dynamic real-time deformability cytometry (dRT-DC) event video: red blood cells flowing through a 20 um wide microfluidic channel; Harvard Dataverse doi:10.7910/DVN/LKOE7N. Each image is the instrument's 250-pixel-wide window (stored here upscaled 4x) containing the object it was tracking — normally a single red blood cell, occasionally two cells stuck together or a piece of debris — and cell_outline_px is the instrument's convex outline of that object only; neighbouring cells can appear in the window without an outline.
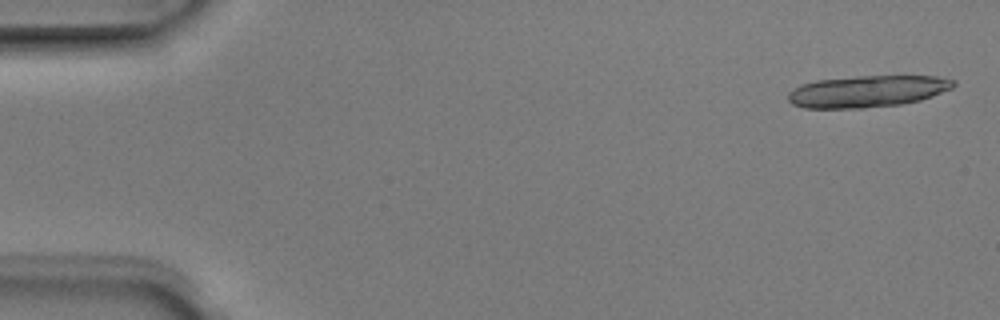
{"species": "Egyptian fruit bat (a non-hibernating species)", "species_latin": "Rousettus aegyptiacus", "temperature_condition": "room temperature", "stored_images_in_passage": 5, "camera_frame_rate_fps": 3000, "um_per_image_px": 0.085, "animal": {"sex": "male"}, "frame": {"image": 1, "passage_image": 1, "time_ms": 0.0, "image_size_px": [1000, 320], "cell_outline_px": [[956, 84], [952, 88], [932, 96], [920, 100], [900, 104], [864, 108], [804, 108], [792, 104], [788, 100], [788, 92], [800, 84], [816, 80], [856, 76], [936, 76], [956, 80]], "centroid_in_image_um": [73.71, 7.76], "position_along_channel_um": 11.3, "area_um2": 30.69}}